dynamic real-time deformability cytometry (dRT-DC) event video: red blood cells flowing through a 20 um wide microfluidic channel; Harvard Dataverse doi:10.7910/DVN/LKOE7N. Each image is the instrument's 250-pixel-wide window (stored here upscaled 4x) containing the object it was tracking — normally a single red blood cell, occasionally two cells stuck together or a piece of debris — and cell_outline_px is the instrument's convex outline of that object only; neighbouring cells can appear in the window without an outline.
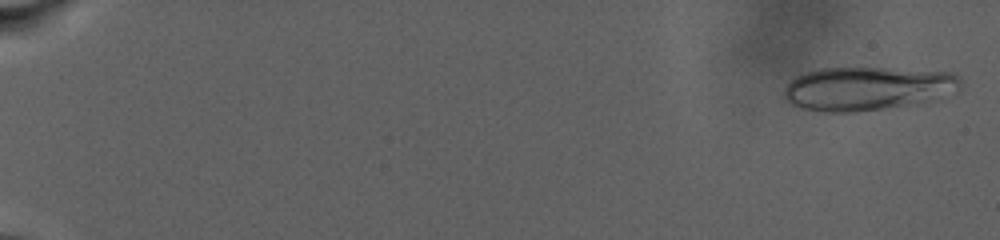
{"species": "human", "species_latin": "Homo sapiens", "temperature_condition": "warm", "stored_images_in_passage": 24, "camera_frame_rate_fps": 3000, "um_per_image_px": 0.085, "donor": {"sex": "male"}, "frame": {"image": 1, "passage_image": 1, "time_ms": 0.0, "image_size_px": [1000, 240], "cell_outline_px": [[960, 84], [956, 92], [928, 100], [884, 108], [856, 112], [824, 112], [800, 108], [784, 100], [784, 88], [796, 76], [820, 68], [888, 68], [952, 72], [960, 76]], "centroid_in_image_um": [73.69, 7.51], "position_along_channel_um": 11.3, "area_um2": 44.62}}